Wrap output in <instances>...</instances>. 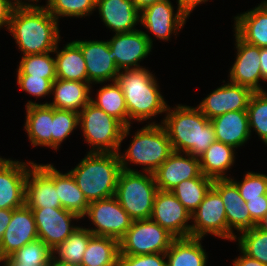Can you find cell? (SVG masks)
Here are the masks:
<instances>
[{
  "label": "cell",
  "instance_id": "cell-28",
  "mask_svg": "<svg viewBox=\"0 0 267 266\" xmlns=\"http://www.w3.org/2000/svg\"><path fill=\"white\" fill-rule=\"evenodd\" d=\"M92 85L87 82L62 80L52 82V102H46L58 110H71L79 113L91 99Z\"/></svg>",
  "mask_w": 267,
  "mask_h": 266
},
{
  "label": "cell",
  "instance_id": "cell-7",
  "mask_svg": "<svg viewBox=\"0 0 267 266\" xmlns=\"http://www.w3.org/2000/svg\"><path fill=\"white\" fill-rule=\"evenodd\" d=\"M158 191L153 173L120 172L115 198L133 220L150 219Z\"/></svg>",
  "mask_w": 267,
  "mask_h": 266
},
{
  "label": "cell",
  "instance_id": "cell-8",
  "mask_svg": "<svg viewBox=\"0 0 267 266\" xmlns=\"http://www.w3.org/2000/svg\"><path fill=\"white\" fill-rule=\"evenodd\" d=\"M176 238L151 219L133 220L119 240V254L166 253Z\"/></svg>",
  "mask_w": 267,
  "mask_h": 266
},
{
  "label": "cell",
  "instance_id": "cell-22",
  "mask_svg": "<svg viewBox=\"0 0 267 266\" xmlns=\"http://www.w3.org/2000/svg\"><path fill=\"white\" fill-rule=\"evenodd\" d=\"M95 10H98L100 19L114 34L135 31L140 23V11L132 0H96Z\"/></svg>",
  "mask_w": 267,
  "mask_h": 266
},
{
  "label": "cell",
  "instance_id": "cell-4",
  "mask_svg": "<svg viewBox=\"0 0 267 266\" xmlns=\"http://www.w3.org/2000/svg\"><path fill=\"white\" fill-rule=\"evenodd\" d=\"M121 171L118 153L100 152H87L78 165L69 170L89 203L114 197Z\"/></svg>",
  "mask_w": 267,
  "mask_h": 266
},
{
  "label": "cell",
  "instance_id": "cell-33",
  "mask_svg": "<svg viewBox=\"0 0 267 266\" xmlns=\"http://www.w3.org/2000/svg\"><path fill=\"white\" fill-rule=\"evenodd\" d=\"M96 93L95 99L91 96L90 102L119 120L125 127L129 126L125 97L119 84L116 81L104 84Z\"/></svg>",
  "mask_w": 267,
  "mask_h": 266
},
{
  "label": "cell",
  "instance_id": "cell-54",
  "mask_svg": "<svg viewBox=\"0 0 267 266\" xmlns=\"http://www.w3.org/2000/svg\"><path fill=\"white\" fill-rule=\"evenodd\" d=\"M47 266H76V265L66 264L52 257L51 260L48 262Z\"/></svg>",
  "mask_w": 267,
  "mask_h": 266
},
{
  "label": "cell",
  "instance_id": "cell-16",
  "mask_svg": "<svg viewBox=\"0 0 267 266\" xmlns=\"http://www.w3.org/2000/svg\"><path fill=\"white\" fill-rule=\"evenodd\" d=\"M235 49L236 57L229 69L228 81L234 84L246 86L253 92L266 91L261 87L260 48L243 41L236 33Z\"/></svg>",
  "mask_w": 267,
  "mask_h": 266
},
{
  "label": "cell",
  "instance_id": "cell-26",
  "mask_svg": "<svg viewBox=\"0 0 267 266\" xmlns=\"http://www.w3.org/2000/svg\"><path fill=\"white\" fill-rule=\"evenodd\" d=\"M234 33L248 44L267 47V0L234 16Z\"/></svg>",
  "mask_w": 267,
  "mask_h": 266
},
{
  "label": "cell",
  "instance_id": "cell-9",
  "mask_svg": "<svg viewBox=\"0 0 267 266\" xmlns=\"http://www.w3.org/2000/svg\"><path fill=\"white\" fill-rule=\"evenodd\" d=\"M85 217L94 226L87 228L93 235L111 237L118 241L133 222L115 197L90 202L82 219Z\"/></svg>",
  "mask_w": 267,
  "mask_h": 266
},
{
  "label": "cell",
  "instance_id": "cell-55",
  "mask_svg": "<svg viewBox=\"0 0 267 266\" xmlns=\"http://www.w3.org/2000/svg\"><path fill=\"white\" fill-rule=\"evenodd\" d=\"M257 226L267 232V213Z\"/></svg>",
  "mask_w": 267,
  "mask_h": 266
},
{
  "label": "cell",
  "instance_id": "cell-25",
  "mask_svg": "<svg viewBox=\"0 0 267 266\" xmlns=\"http://www.w3.org/2000/svg\"><path fill=\"white\" fill-rule=\"evenodd\" d=\"M24 130L32 147L52 148L53 107L28 100L25 107Z\"/></svg>",
  "mask_w": 267,
  "mask_h": 266
},
{
  "label": "cell",
  "instance_id": "cell-6",
  "mask_svg": "<svg viewBox=\"0 0 267 266\" xmlns=\"http://www.w3.org/2000/svg\"><path fill=\"white\" fill-rule=\"evenodd\" d=\"M131 127H125L91 102L79 112V129L90 147L88 152L118 153L121 143L130 135Z\"/></svg>",
  "mask_w": 267,
  "mask_h": 266
},
{
  "label": "cell",
  "instance_id": "cell-47",
  "mask_svg": "<svg viewBox=\"0 0 267 266\" xmlns=\"http://www.w3.org/2000/svg\"><path fill=\"white\" fill-rule=\"evenodd\" d=\"M209 0H176L177 6L183 11L188 17L193 13L199 4H205Z\"/></svg>",
  "mask_w": 267,
  "mask_h": 266
},
{
  "label": "cell",
  "instance_id": "cell-45",
  "mask_svg": "<svg viewBox=\"0 0 267 266\" xmlns=\"http://www.w3.org/2000/svg\"><path fill=\"white\" fill-rule=\"evenodd\" d=\"M245 203L250 212L251 219L258 225L267 213V195H260V198L248 199Z\"/></svg>",
  "mask_w": 267,
  "mask_h": 266
},
{
  "label": "cell",
  "instance_id": "cell-23",
  "mask_svg": "<svg viewBox=\"0 0 267 266\" xmlns=\"http://www.w3.org/2000/svg\"><path fill=\"white\" fill-rule=\"evenodd\" d=\"M53 181L63 209L83 218L89 202L69 171L60 172L52 163L37 164Z\"/></svg>",
  "mask_w": 267,
  "mask_h": 266
},
{
  "label": "cell",
  "instance_id": "cell-1",
  "mask_svg": "<svg viewBox=\"0 0 267 266\" xmlns=\"http://www.w3.org/2000/svg\"><path fill=\"white\" fill-rule=\"evenodd\" d=\"M59 22L42 5L16 6L8 32L25 55L54 51L61 41Z\"/></svg>",
  "mask_w": 267,
  "mask_h": 266
},
{
  "label": "cell",
  "instance_id": "cell-21",
  "mask_svg": "<svg viewBox=\"0 0 267 266\" xmlns=\"http://www.w3.org/2000/svg\"><path fill=\"white\" fill-rule=\"evenodd\" d=\"M38 239L37 226L30 207L14 209L0 243V261L24 245Z\"/></svg>",
  "mask_w": 267,
  "mask_h": 266
},
{
  "label": "cell",
  "instance_id": "cell-29",
  "mask_svg": "<svg viewBox=\"0 0 267 266\" xmlns=\"http://www.w3.org/2000/svg\"><path fill=\"white\" fill-rule=\"evenodd\" d=\"M236 149L228 144L215 140L199 156L201 172L204 176L215 179H230L226 175L232 169L236 159Z\"/></svg>",
  "mask_w": 267,
  "mask_h": 266
},
{
  "label": "cell",
  "instance_id": "cell-12",
  "mask_svg": "<svg viewBox=\"0 0 267 266\" xmlns=\"http://www.w3.org/2000/svg\"><path fill=\"white\" fill-rule=\"evenodd\" d=\"M37 226L38 238L52 250L64 242L79 225H74L80 218L75 213L63 208L31 209ZM73 223V224H72Z\"/></svg>",
  "mask_w": 267,
  "mask_h": 266
},
{
  "label": "cell",
  "instance_id": "cell-40",
  "mask_svg": "<svg viewBox=\"0 0 267 266\" xmlns=\"http://www.w3.org/2000/svg\"><path fill=\"white\" fill-rule=\"evenodd\" d=\"M10 257L23 265L47 266L53 257V250L38 238L15 251Z\"/></svg>",
  "mask_w": 267,
  "mask_h": 266
},
{
  "label": "cell",
  "instance_id": "cell-27",
  "mask_svg": "<svg viewBox=\"0 0 267 266\" xmlns=\"http://www.w3.org/2000/svg\"><path fill=\"white\" fill-rule=\"evenodd\" d=\"M215 139L235 149L245 146L251 138L247 110L230 111L210 120Z\"/></svg>",
  "mask_w": 267,
  "mask_h": 266
},
{
  "label": "cell",
  "instance_id": "cell-53",
  "mask_svg": "<svg viewBox=\"0 0 267 266\" xmlns=\"http://www.w3.org/2000/svg\"><path fill=\"white\" fill-rule=\"evenodd\" d=\"M0 263H2V266H28L22 263H16L10 256L1 260Z\"/></svg>",
  "mask_w": 267,
  "mask_h": 266
},
{
  "label": "cell",
  "instance_id": "cell-3",
  "mask_svg": "<svg viewBox=\"0 0 267 266\" xmlns=\"http://www.w3.org/2000/svg\"><path fill=\"white\" fill-rule=\"evenodd\" d=\"M148 69L120 70L117 75L116 82L125 97L129 125L152 121L159 114L166 113L167 101L160 91L157 77Z\"/></svg>",
  "mask_w": 267,
  "mask_h": 266
},
{
  "label": "cell",
  "instance_id": "cell-39",
  "mask_svg": "<svg viewBox=\"0 0 267 266\" xmlns=\"http://www.w3.org/2000/svg\"><path fill=\"white\" fill-rule=\"evenodd\" d=\"M43 6L59 21L61 17H90L96 11V0H46Z\"/></svg>",
  "mask_w": 267,
  "mask_h": 266
},
{
  "label": "cell",
  "instance_id": "cell-20",
  "mask_svg": "<svg viewBox=\"0 0 267 266\" xmlns=\"http://www.w3.org/2000/svg\"><path fill=\"white\" fill-rule=\"evenodd\" d=\"M153 175L158 190L171 191L180 182L202 175L199 157L174 151Z\"/></svg>",
  "mask_w": 267,
  "mask_h": 266
},
{
  "label": "cell",
  "instance_id": "cell-50",
  "mask_svg": "<svg viewBox=\"0 0 267 266\" xmlns=\"http://www.w3.org/2000/svg\"><path fill=\"white\" fill-rule=\"evenodd\" d=\"M260 69L262 75V82H267V47L260 48Z\"/></svg>",
  "mask_w": 267,
  "mask_h": 266
},
{
  "label": "cell",
  "instance_id": "cell-44",
  "mask_svg": "<svg viewBox=\"0 0 267 266\" xmlns=\"http://www.w3.org/2000/svg\"><path fill=\"white\" fill-rule=\"evenodd\" d=\"M118 266H167L165 253L145 255L119 254Z\"/></svg>",
  "mask_w": 267,
  "mask_h": 266
},
{
  "label": "cell",
  "instance_id": "cell-37",
  "mask_svg": "<svg viewBox=\"0 0 267 266\" xmlns=\"http://www.w3.org/2000/svg\"><path fill=\"white\" fill-rule=\"evenodd\" d=\"M234 241L245 255L267 265V232L256 225L236 235Z\"/></svg>",
  "mask_w": 267,
  "mask_h": 266
},
{
  "label": "cell",
  "instance_id": "cell-52",
  "mask_svg": "<svg viewBox=\"0 0 267 266\" xmlns=\"http://www.w3.org/2000/svg\"><path fill=\"white\" fill-rule=\"evenodd\" d=\"M16 6H38L40 0H11Z\"/></svg>",
  "mask_w": 267,
  "mask_h": 266
},
{
  "label": "cell",
  "instance_id": "cell-24",
  "mask_svg": "<svg viewBox=\"0 0 267 266\" xmlns=\"http://www.w3.org/2000/svg\"><path fill=\"white\" fill-rule=\"evenodd\" d=\"M25 205L31 209L62 208L54 181L35 163L27 174Z\"/></svg>",
  "mask_w": 267,
  "mask_h": 266
},
{
  "label": "cell",
  "instance_id": "cell-43",
  "mask_svg": "<svg viewBox=\"0 0 267 266\" xmlns=\"http://www.w3.org/2000/svg\"><path fill=\"white\" fill-rule=\"evenodd\" d=\"M16 80L19 88L30 96L42 98L52 95V82L49 79L33 75H17Z\"/></svg>",
  "mask_w": 267,
  "mask_h": 266
},
{
  "label": "cell",
  "instance_id": "cell-46",
  "mask_svg": "<svg viewBox=\"0 0 267 266\" xmlns=\"http://www.w3.org/2000/svg\"><path fill=\"white\" fill-rule=\"evenodd\" d=\"M16 5L11 0H0V29L8 30L11 15Z\"/></svg>",
  "mask_w": 267,
  "mask_h": 266
},
{
  "label": "cell",
  "instance_id": "cell-51",
  "mask_svg": "<svg viewBox=\"0 0 267 266\" xmlns=\"http://www.w3.org/2000/svg\"><path fill=\"white\" fill-rule=\"evenodd\" d=\"M163 0H132L134 6L141 12L146 7Z\"/></svg>",
  "mask_w": 267,
  "mask_h": 266
},
{
  "label": "cell",
  "instance_id": "cell-48",
  "mask_svg": "<svg viewBox=\"0 0 267 266\" xmlns=\"http://www.w3.org/2000/svg\"><path fill=\"white\" fill-rule=\"evenodd\" d=\"M240 252V255L232 261V266H267L266 264L245 255L241 250Z\"/></svg>",
  "mask_w": 267,
  "mask_h": 266
},
{
  "label": "cell",
  "instance_id": "cell-5",
  "mask_svg": "<svg viewBox=\"0 0 267 266\" xmlns=\"http://www.w3.org/2000/svg\"><path fill=\"white\" fill-rule=\"evenodd\" d=\"M173 152L162 124L152 121L137 129L127 150L124 153L119 150L118 156L123 170L138 171L130 167L132 163L141 165L142 172L153 173Z\"/></svg>",
  "mask_w": 267,
  "mask_h": 266
},
{
  "label": "cell",
  "instance_id": "cell-10",
  "mask_svg": "<svg viewBox=\"0 0 267 266\" xmlns=\"http://www.w3.org/2000/svg\"><path fill=\"white\" fill-rule=\"evenodd\" d=\"M176 8L177 10L174 12L172 2L163 0L146 7L140 12V24L147 30L143 33L152 46L154 41L149 36L150 33L158 40L166 42L171 40L172 34L177 37L178 32L180 33V30L186 25L189 17L178 6Z\"/></svg>",
  "mask_w": 267,
  "mask_h": 266
},
{
  "label": "cell",
  "instance_id": "cell-38",
  "mask_svg": "<svg viewBox=\"0 0 267 266\" xmlns=\"http://www.w3.org/2000/svg\"><path fill=\"white\" fill-rule=\"evenodd\" d=\"M250 134L257 133L267 145V90L253 92L247 107Z\"/></svg>",
  "mask_w": 267,
  "mask_h": 266
},
{
  "label": "cell",
  "instance_id": "cell-41",
  "mask_svg": "<svg viewBox=\"0 0 267 266\" xmlns=\"http://www.w3.org/2000/svg\"><path fill=\"white\" fill-rule=\"evenodd\" d=\"M52 150H58L62 142L79 126V113L53 108Z\"/></svg>",
  "mask_w": 267,
  "mask_h": 266
},
{
  "label": "cell",
  "instance_id": "cell-49",
  "mask_svg": "<svg viewBox=\"0 0 267 266\" xmlns=\"http://www.w3.org/2000/svg\"><path fill=\"white\" fill-rule=\"evenodd\" d=\"M12 212L13 210L11 209H0V243L7 226L11 221Z\"/></svg>",
  "mask_w": 267,
  "mask_h": 266
},
{
  "label": "cell",
  "instance_id": "cell-2",
  "mask_svg": "<svg viewBox=\"0 0 267 266\" xmlns=\"http://www.w3.org/2000/svg\"><path fill=\"white\" fill-rule=\"evenodd\" d=\"M161 124L175 152L199 157L216 140L213 124L197 107L168 105Z\"/></svg>",
  "mask_w": 267,
  "mask_h": 266
},
{
  "label": "cell",
  "instance_id": "cell-13",
  "mask_svg": "<svg viewBox=\"0 0 267 266\" xmlns=\"http://www.w3.org/2000/svg\"><path fill=\"white\" fill-rule=\"evenodd\" d=\"M109 56L119 70L143 68L140 62L152 52L153 46L143 30L117 33L108 39Z\"/></svg>",
  "mask_w": 267,
  "mask_h": 266
},
{
  "label": "cell",
  "instance_id": "cell-42",
  "mask_svg": "<svg viewBox=\"0 0 267 266\" xmlns=\"http://www.w3.org/2000/svg\"><path fill=\"white\" fill-rule=\"evenodd\" d=\"M230 179L238 187V191L245 202L248 199L260 198V195H267V174L248 171L241 181H237L234 177Z\"/></svg>",
  "mask_w": 267,
  "mask_h": 266
},
{
  "label": "cell",
  "instance_id": "cell-30",
  "mask_svg": "<svg viewBox=\"0 0 267 266\" xmlns=\"http://www.w3.org/2000/svg\"><path fill=\"white\" fill-rule=\"evenodd\" d=\"M57 44L54 54L57 78L88 83L86 63L80 46L73 40L60 50Z\"/></svg>",
  "mask_w": 267,
  "mask_h": 266
},
{
  "label": "cell",
  "instance_id": "cell-11",
  "mask_svg": "<svg viewBox=\"0 0 267 266\" xmlns=\"http://www.w3.org/2000/svg\"><path fill=\"white\" fill-rule=\"evenodd\" d=\"M190 237L203 238L208 234L228 240V225L220 194L211 187L204 200L191 214Z\"/></svg>",
  "mask_w": 267,
  "mask_h": 266
},
{
  "label": "cell",
  "instance_id": "cell-31",
  "mask_svg": "<svg viewBox=\"0 0 267 266\" xmlns=\"http://www.w3.org/2000/svg\"><path fill=\"white\" fill-rule=\"evenodd\" d=\"M203 238H176L167 250V266H206L208 256Z\"/></svg>",
  "mask_w": 267,
  "mask_h": 266
},
{
  "label": "cell",
  "instance_id": "cell-17",
  "mask_svg": "<svg viewBox=\"0 0 267 266\" xmlns=\"http://www.w3.org/2000/svg\"><path fill=\"white\" fill-rule=\"evenodd\" d=\"M252 93L246 86L227 81L209 93L197 108L211 120L230 111L247 110Z\"/></svg>",
  "mask_w": 267,
  "mask_h": 266
},
{
  "label": "cell",
  "instance_id": "cell-35",
  "mask_svg": "<svg viewBox=\"0 0 267 266\" xmlns=\"http://www.w3.org/2000/svg\"><path fill=\"white\" fill-rule=\"evenodd\" d=\"M213 179L203 174L197 178L180 182L171 192L192 214L204 200L206 193L213 185Z\"/></svg>",
  "mask_w": 267,
  "mask_h": 266
},
{
  "label": "cell",
  "instance_id": "cell-32",
  "mask_svg": "<svg viewBox=\"0 0 267 266\" xmlns=\"http://www.w3.org/2000/svg\"><path fill=\"white\" fill-rule=\"evenodd\" d=\"M119 241L93 235L87 244L81 266H118Z\"/></svg>",
  "mask_w": 267,
  "mask_h": 266
},
{
  "label": "cell",
  "instance_id": "cell-34",
  "mask_svg": "<svg viewBox=\"0 0 267 266\" xmlns=\"http://www.w3.org/2000/svg\"><path fill=\"white\" fill-rule=\"evenodd\" d=\"M92 236L86 227H77L64 242L53 249V257L66 264L81 266L84 252Z\"/></svg>",
  "mask_w": 267,
  "mask_h": 266
},
{
  "label": "cell",
  "instance_id": "cell-36",
  "mask_svg": "<svg viewBox=\"0 0 267 266\" xmlns=\"http://www.w3.org/2000/svg\"><path fill=\"white\" fill-rule=\"evenodd\" d=\"M52 54L54 51L22 56L16 75H33L53 82L57 79V74L55 57Z\"/></svg>",
  "mask_w": 267,
  "mask_h": 266
},
{
  "label": "cell",
  "instance_id": "cell-15",
  "mask_svg": "<svg viewBox=\"0 0 267 266\" xmlns=\"http://www.w3.org/2000/svg\"><path fill=\"white\" fill-rule=\"evenodd\" d=\"M35 164L4 158L0 162V209H17L25 205L28 170Z\"/></svg>",
  "mask_w": 267,
  "mask_h": 266
},
{
  "label": "cell",
  "instance_id": "cell-18",
  "mask_svg": "<svg viewBox=\"0 0 267 266\" xmlns=\"http://www.w3.org/2000/svg\"><path fill=\"white\" fill-rule=\"evenodd\" d=\"M212 187L220 194L224 203L228 225V241L235 240L234 230L239 234L257 225L251 219L245 200L231 179H215Z\"/></svg>",
  "mask_w": 267,
  "mask_h": 266
},
{
  "label": "cell",
  "instance_id": "cell-14",
  "mask_svg": "<svg viewBox=\"0 0 267 266\" xmlns=\"http://www.w3.org/2000/svg\"><path fill=\"white\" fill-rule=\"evenodd\" d=\"M150 219L175 238L190 237L191 213L171 191H157Z\"/></svg>",
  "mask_w": 267,
  "mask_h": 266
},
{
  "label": "cell",
  "instance_id": "cell-19",
  "mask_svg": "<svg viewBox=\"0 0 267 266\" xmlns=\"http://www.w3.org/2000/svg\"><path fill=\"white\" fill-rule=\"evenodd\" d=\"M83 54L88 83L104 84L105 82L116 81L119 69L116 63L109 56L108 41L103 40H74ZM95 83V84H94Z\"/></svg>",
  "mask_w": 267,
  "mask_h": 266
}]
</instances>
